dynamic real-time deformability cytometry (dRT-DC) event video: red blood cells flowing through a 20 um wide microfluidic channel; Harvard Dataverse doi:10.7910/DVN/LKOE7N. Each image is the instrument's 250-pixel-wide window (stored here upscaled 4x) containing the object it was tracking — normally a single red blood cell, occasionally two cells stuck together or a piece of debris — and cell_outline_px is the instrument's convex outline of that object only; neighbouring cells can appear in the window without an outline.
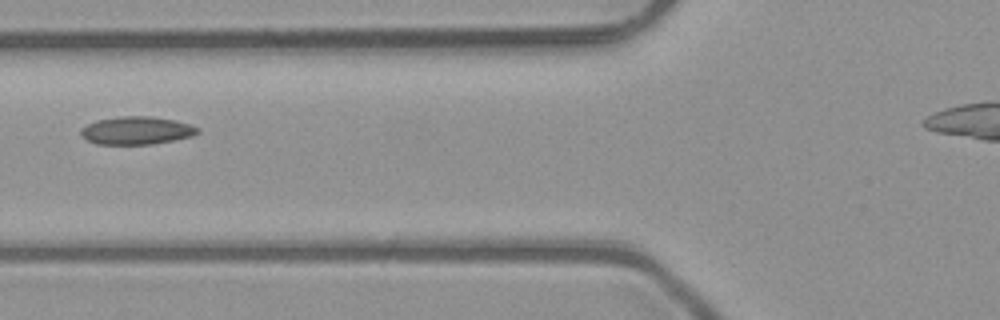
{"species": "common noctule bat (a hibernating species)", "species_latin": "Nyctalus noctula", "temperature_condition": "room temperature", "stored_images_in_passage": 6, "camera_frame_rate_fps": 3000, "um_per_image_px": 0.085, "animal": {"sex": "male", "body_mass_g": 23.1, "forearm_length_mm": 52.7}, "frame": {"image": 1, "passage_image": 6, "time_ms": 1.667, "image_size_px": [1000, 320], "cell_outline_px": [[200, 132], [192, 136], [152, 144], [96, 144], [80, 136], [80, 128], [96, 120], [120, 116], [152, 116], [176, 120], [200, 128]], "centroid_in_image_um": [11.59, 11.08], "position_along_channel_um": 114.2, "area_um2": 19.07}}